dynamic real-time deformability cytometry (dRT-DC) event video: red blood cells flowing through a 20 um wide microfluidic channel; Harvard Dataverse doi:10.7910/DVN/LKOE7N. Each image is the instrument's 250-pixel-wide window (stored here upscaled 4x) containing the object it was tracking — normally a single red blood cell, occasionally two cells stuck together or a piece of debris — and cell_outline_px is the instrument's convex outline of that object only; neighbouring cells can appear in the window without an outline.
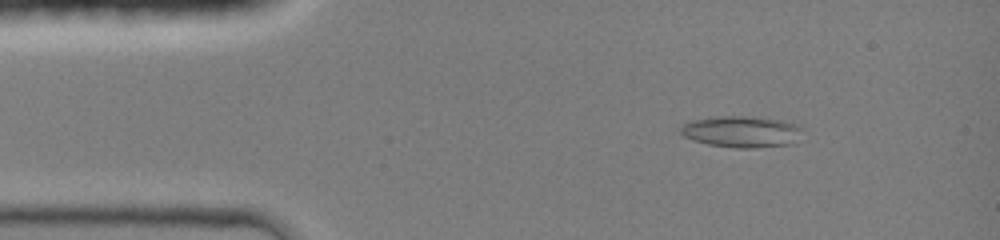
{"species": "common noctule bat (a hibernating species)", "species_latin": "Nyctalus noctula", "temperature_condition": "room temperature", "stored_images_in_passage": 45, "camera_frame_rate_fps": 3000, "um_per_image_px": 0.085, "animal": {"sex": "female", "body_mass_g": 19.0, "forearm_length_mm": 51.5}, "frame": {"image": 1, "passage_image": 6, "time_ms": 1.667, "image_size_px": [1000, 240], "cell_outline_px": [[800, 128], [792, 144], [752, 148], [736, 148], [708, 144], [692, 140], [684, 136], [680, 132], [680, 128], [684, 124], [692, 120], [720, 116], [752, 116], [780, 120], [796, 124]], "centroid_in_image_um": [62.97, 11.19], "position_along_channel_um": 22.0, "area_um2": 21.96}}
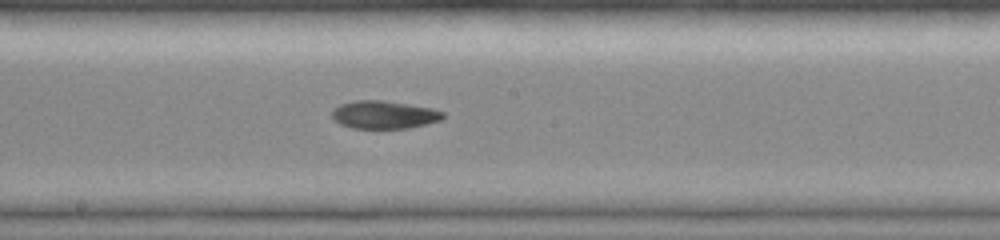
{"frame": {"image": 2, "passage_image": 24, "time_ms": 7.667, "image_size_px": [1000, 240], "cell_outline_px": [[444, 116], [440, 120], [408, 128], [352, 128], [340, 124], [332, 120], [332, 108], [340, 104], [352, 100], [384, 100], [432, 108], [444, 112]], "centroid_in_image_um": [32.58, 9.74], "position_along_channel_um": 215.6, "area_um2": 18.15}}
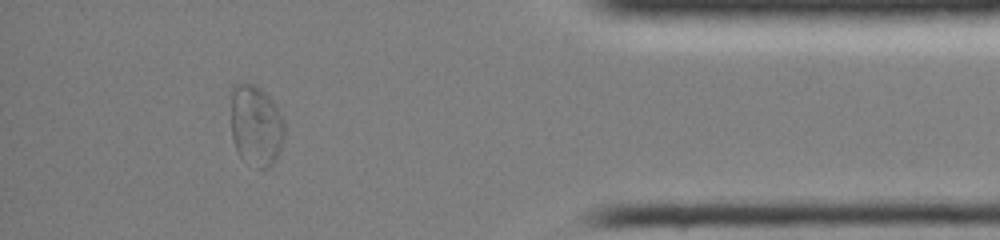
{"frame": {"image": 3, "passage_image": 40, "time_ms": 13.0, "image_size_px": [1000, 240], "cell_outline_px": [[284, 136], [276, 160], [268, 168], [260, 168], [244, 160], [240, 156], [232, 140], [232, 84], [236, 80], [256, 84], [276, 104], [284, 120]], "centroid_in_image_um": [21.75, 10.61], "position_along_channel_um": 413.4, "area_um2": 25.55}, "authors_computed_cell_mechanics": {"area_um2": 20.1722, "velocity_mm_per_s": 4.2398, "shape_relaxation_time_tau1_ms": 7.9928, "shape_relaxation_time_tau2_ms": 6.6203, "deformation_change_tau1": 0.1975, "deformation_change_tau2": 0.1276}}